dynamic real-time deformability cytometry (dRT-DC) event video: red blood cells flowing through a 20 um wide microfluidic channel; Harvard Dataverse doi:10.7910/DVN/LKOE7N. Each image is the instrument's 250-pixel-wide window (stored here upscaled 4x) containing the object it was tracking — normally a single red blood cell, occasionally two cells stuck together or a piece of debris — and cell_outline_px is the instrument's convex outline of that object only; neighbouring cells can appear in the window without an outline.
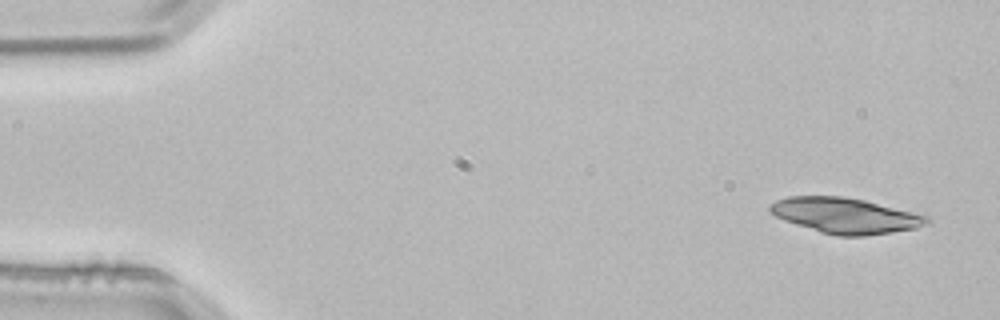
{"species": "common noctule bat (a hibernating species)", "species_latin": "Nyctalus noctula", "temperature_condition": "room temperature", "stored_images_in_passage": 4, "camera_frame_rate_fps": 3000, "um_per_image_px": 0.085, "animal": {"sex": "male", "body_mass_g": 21.5, "forearm_length_mm": 52.0}, "frame": {"image": 1, "passage_image": 1, "time_ms": 0.0, "image_size_px": [1000, 320], "cell_outline_px": [[932, 220], [928, 224], [916, 228], [892, 232], [864, 236], [836, 236], [820, 232], [784, 220], [768, 212], [768, 204], [776, 200], [788, 196], [844, 196], [864, 200], [928, 216]], "centroid_in_image_um": [71.83, 18.32], "position_along_channel_um": 13.2, "area_um2": 32.54}}